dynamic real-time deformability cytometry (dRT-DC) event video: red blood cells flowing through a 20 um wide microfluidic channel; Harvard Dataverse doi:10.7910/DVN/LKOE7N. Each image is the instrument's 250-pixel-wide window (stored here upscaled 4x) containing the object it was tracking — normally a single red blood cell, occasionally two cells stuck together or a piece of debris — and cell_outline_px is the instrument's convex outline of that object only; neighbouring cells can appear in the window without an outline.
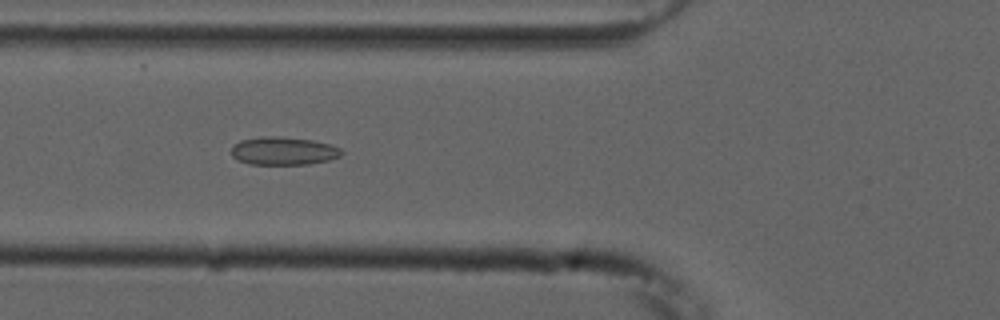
{"species": "common noctule bat (a hibernating species)", "species_latin": "Nyctalus noctula", "temperature_condition": "cold", "stored_images_in_passage": 37, "camera_frame_rate_fps": 3000, "um_per_image_px": 0.085, "animal": {"sex": "male", "forearm_length_mm": 52.5}, "frame": {"image": 1, "passage_image": 7, "time_ms": 2.0, "image_size_px": [1000, 320], "cell_outline_px": [[344, 152], [340, 156], [328, 160], [308, 164], [248, 164], [236, 160], [232, 156], [232, 148], [240, 140], [264, 136], [280, 136], [312, 140], [328, 144], [340, 148]], "centroid_in_image_um": [24.08, 12.83], "position_along_channel_um": 101.7, "area_um2": 17.98}}
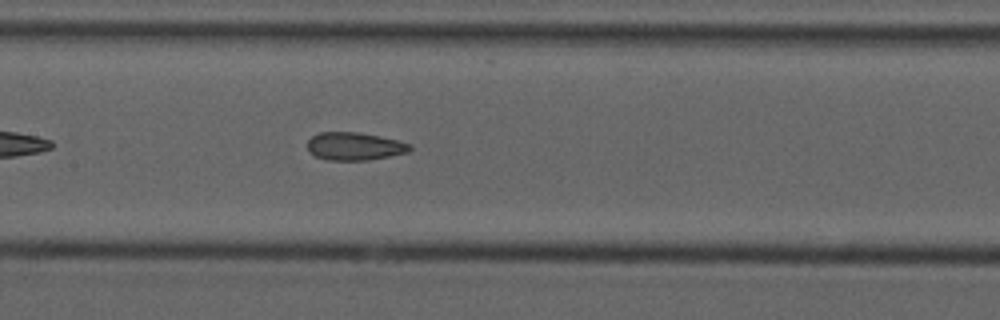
{"frame": {"image": 2, "passage_image": 13, "time_ms": 4.0, "image_size_px": [1000, 320], "cell_outline_px": [[412, 148], [408, 152], [368, 160], [328, 160], [316, 156], [308, 152], [308, 140], [312, 136], [320, 132], [356, 132], [380, 136], [412, 144]], "centroid_in_image_um": [30.13, 12.43], "position_along_channel_um": 177.3, "area_um2": 16.59}}
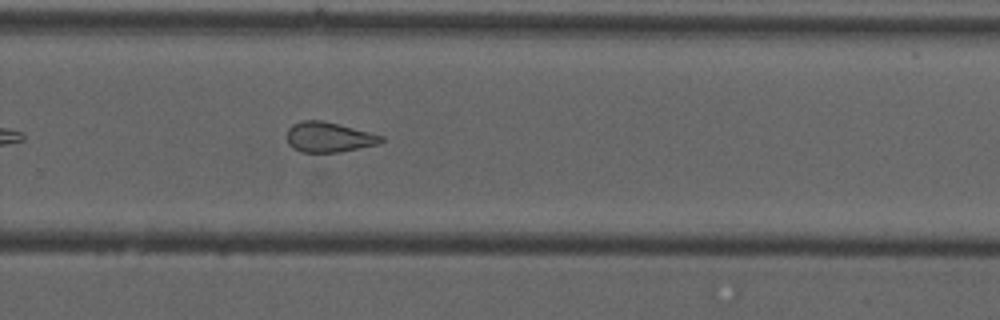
{"frame": {"image": 3, "passage_image": 23, "time_ms": 7.333, "image_size_px": [1000, 320], "cell_outline_px": [[384, 140], [380, 144], [340, 152], [300, 152], [292, 148], [288, 144], [288, 128], [292, 124], [304, 120], [320, 120], [384, 136]], "centroid_in_image_um": [27.94, 11.67], "position_along_channel_um": 301.9, "area_um2": 16.42}, "authors_computed_cell_mechanics": {"area_um2": 16.8776, "velocity_mm_per_s": 3.7616, "shape_relaxation_time_tau1_ms": null, "shape_relaxation_time_tau2_ms": 1.6922, "deformation_change_tau1": null, "deformation_change_tau2": 0.0856}}